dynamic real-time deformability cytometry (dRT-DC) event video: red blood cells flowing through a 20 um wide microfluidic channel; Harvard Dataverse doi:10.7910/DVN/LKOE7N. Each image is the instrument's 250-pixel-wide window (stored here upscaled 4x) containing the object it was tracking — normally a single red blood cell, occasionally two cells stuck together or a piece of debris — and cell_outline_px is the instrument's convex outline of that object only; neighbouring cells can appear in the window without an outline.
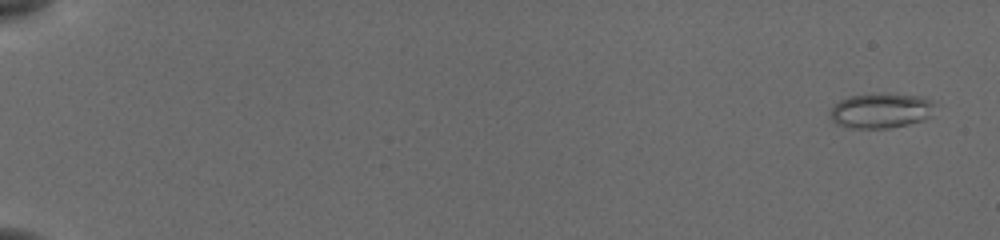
{"species": "common noctule bat (a hibernating species)", "species_latin": "Nyctalus noctula", "temperature_condition": "cold", "stored_images_in_passage": 54, "camera_frame_rate_fps": 3000, "um_per_image_px": 0.085, "animal": {"sex": "female", "body_mass_g": 19.5, "forearm_length_mm": 54.1}, "frame": {"image": 1, "passage_image": 1, "time_ms": 0.0, "image_size_px": [1000, 240], "cell_outline_px": [[932, 116], [924, 120], [908, 124], [888, 128], [848, 128], [836, 124], [828, 116], [828, 112], [840, 100], [848, 96], [872, 92], [924, 96], [932, 100]], "centroid_in_image_um": [74.84, 9.39], "position_along_channel_um": 10.2, "area_um2": 21.85}}
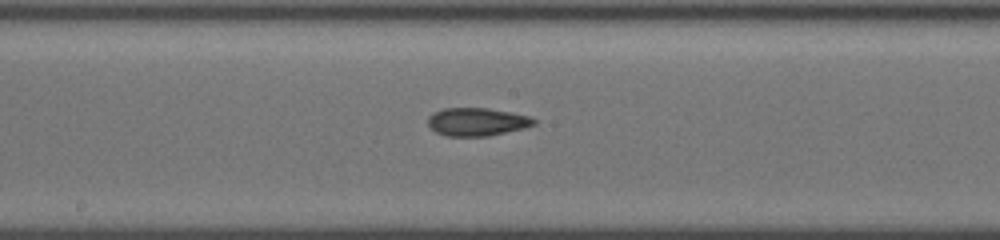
{"frame": {"image": 2, "passage_image": 31, "time_ms": 10.0, "image_size_px": [1000, 240], "cell_outline_px": [[536, 124], [524, 128], [488, 136], [444, 136], [436, 132], [428, 124], [428, 116], [432, 112], [444, 108], [488, 108], [528, 116], [536, 120]], "centroid_in_image_um": [40.51, 10.35], "position_along_channel_um": 207.7, "area_um2": 17.28}}
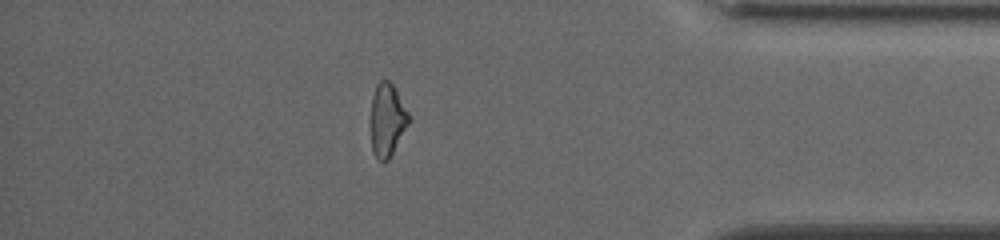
{"frame": {"image": 3, "passage_image": 48, "time_ms": 15.667, "image_size_px": [1000, 240], "cell_outline_px": [[408, 124], [388, 160], [380, 160], [372, 152], [372, 96], [376, 84], [380, 80], [388, 80], [392, 84], [408, 112]], "centroid_in_image_um": [32.9, 10.17], "position_along_channel_um": 402.3, "area_um2": 15.49}, "authors_computed_cell_mechanics": {"area_um2": 17.5423, "velocity_mm_per_s": 3.873, "shape_relaxation_time_tau1_ms": null, "shape_relaxation_time_tau2_ms": 2.5131, "deformation_change_tau1": null, "deformation_change_tau2": 0.0965}}